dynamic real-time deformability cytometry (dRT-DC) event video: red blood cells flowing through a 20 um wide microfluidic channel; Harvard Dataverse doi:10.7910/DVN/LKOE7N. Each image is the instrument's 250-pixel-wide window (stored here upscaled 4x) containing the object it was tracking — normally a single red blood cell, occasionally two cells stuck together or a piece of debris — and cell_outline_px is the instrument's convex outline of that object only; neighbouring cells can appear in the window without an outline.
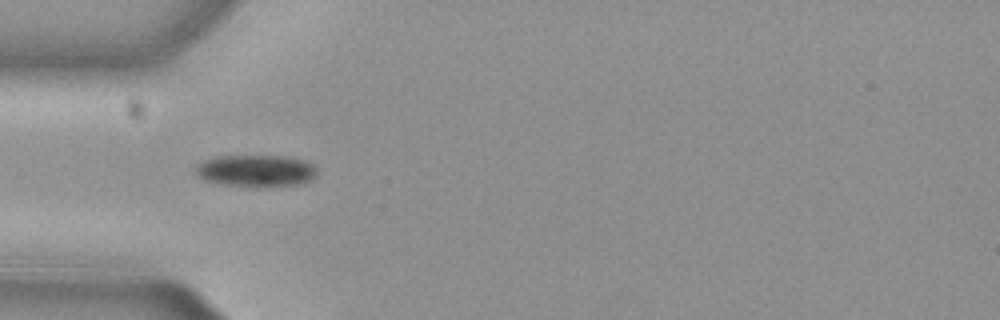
{"species": "common noctule bat (a hibernating species)", "species_latin": "Nyctalus noctula", "temperature_condition": "cold", "stored_images_in_passage": 42, "camera_frame_rate_fps": 3000, "um_per_image_px": 0.085, "animal": {"sex": "female", "body_mass_g": 29.2, "forearm_length_mm": 56.3}, "frame": {"image": 1, "passage_image": 5, "time_ms": 1.333, "image_size_px": [1000, 320], "cell_outline_px": [[316, 176], [312, 180], [300, 184], [260, 188], [220, 184], [204, 180], [196, 172], [196, 164], [204, 160], [216, 156], [284, 156], [304, 160], [312, 164], [316, 168]], "centroid_in_image_um": [21.77, 14.53], "position_along_channel_um": 63.2, "area_um2": 22.95}}
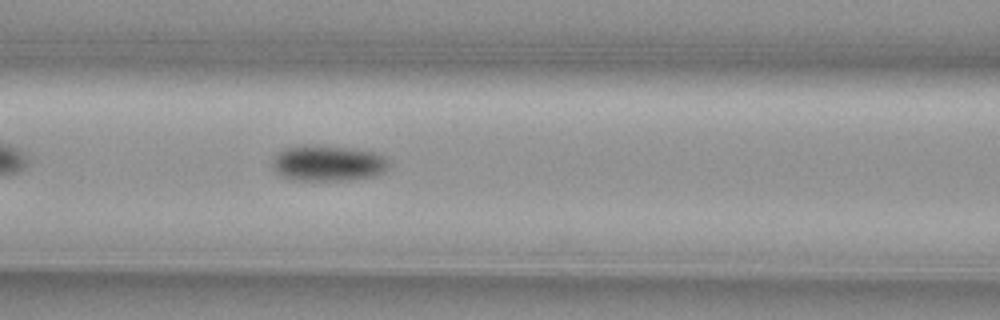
{"frame": {"image": 2, "passage_image": 11, "time_ms": 3.333, "image_size_px": [1000, 320], "cell_outline_px": [[388, 168], [384, 172], [376, 176], [352, 180], [296, 180], [280, 176], [272, 168], [272, 160], [280, 148], [304, 144], [312, 144], [352, 148], [376, 152], [384, 156], [388, 160]], "centroid_in_image_um": [27.85, 13.86], "position_along_channel_um": 138.7, "area_um2": 24.97}}
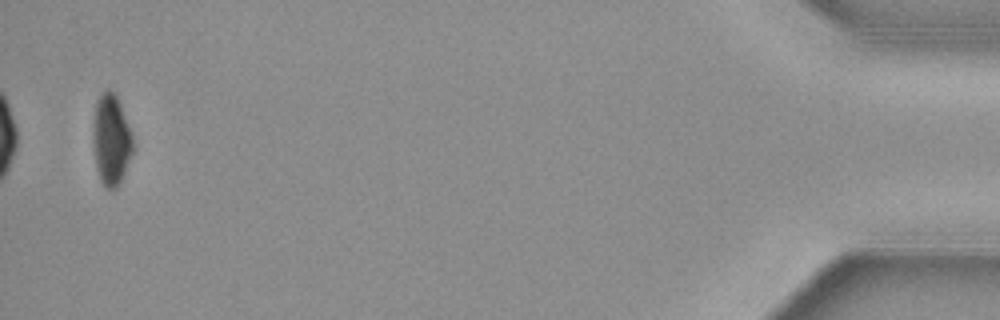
{"frame": {"image": 3, "passage_image": 41, "time_ms": 13.333, "image_size_px": [1000, 320], "cell_outline_px": [[132, 152], [120, 184], [116, 188], [104, 188], [100, 180], [96, 168], [96, 100], [108, 88], [120, 100], [132, 136]], "centroid_in_image_um": [9.5, 11.91], "position_along_channel_um": 425.7, "area_um2": 20.06}, "authors_computed_cell_mechanics": {"area_um2": 23.1778, "velocity_mm_per_s": 3.8213, "shape_relaxation_time_tau1_ms": 2.4702, "shape_relaxation_time_tau2_ms": null, "deformation_change_tau1": 0.0825, "deformation_change_tau2": null}}